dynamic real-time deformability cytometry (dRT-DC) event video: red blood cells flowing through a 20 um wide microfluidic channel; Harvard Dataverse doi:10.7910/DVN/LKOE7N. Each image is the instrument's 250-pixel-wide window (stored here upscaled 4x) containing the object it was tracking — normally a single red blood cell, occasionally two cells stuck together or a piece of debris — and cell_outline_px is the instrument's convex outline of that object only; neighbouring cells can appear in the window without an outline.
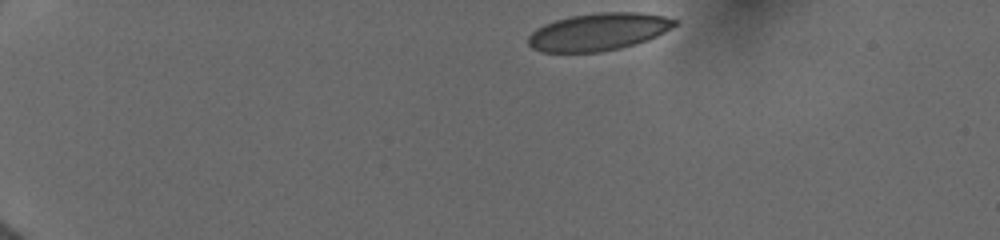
{"species": "human", "species_latin": "Homo sapiens", "temperature_condition": "cold", "stored_images_in_passage": 20, "camera_frame_rate_fps": 3000, "um_per_image_px": 0.085, "donor": {"sex": "female"}, "frame": {"image": 1, "passage_image": 1, "time_ms": 0.0, "image_size_px": [1000, 240], "cell_outline_px": [[680, 20], [676, 24], [664, 32], [648, 40], [636, 44], [620, 48], [600, 52], [540, 52], [532, 48], [528, 44], [528, 36], [536, 28], [544, 24], [556, 20], [572, 16], [600, 12], [640, 12], [664, 16]], "centroid_in_image_um": [50.87, 2.71], "position_along_channel_um": 34.1, "area_um2": 32.02}}
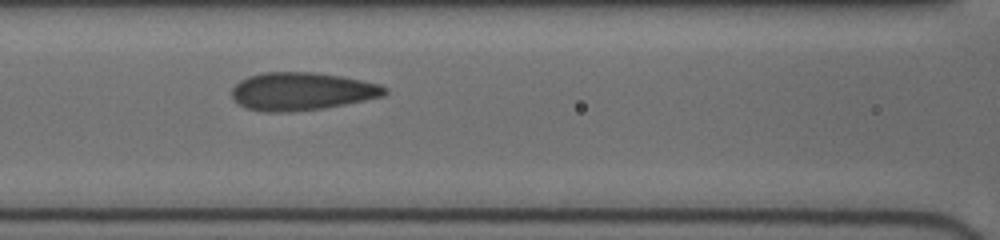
{"frame": {"image": 2, "passage_image": 9, "time_ms": 5.0, "image_size_px": [1000, 240], "cell_outline_px": [[388, 92], [384, 96], [324, 108], [288, 112], [268, 112], [248, 108], [232, 100], [232, 88], [240, 80], [248, 76], [264, 72], [312, 72], [340, 76], [380, 84], [388, 88]], "centroid_in_image_um": [25.65, 7.76], "position_along_channel_um": 141.0, "area_um2": 33.7}}
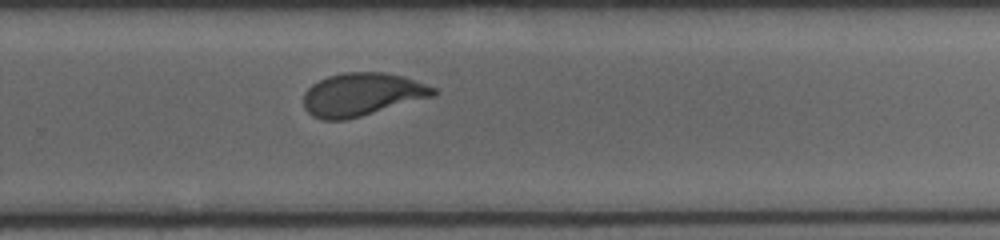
{"frame": {"image": 3, "passage_image": 20, "time_ms": 9.0, "image_size_px": [1000, 240], "cell_outline_px": [[436, 96], [360, 116], [344, 120], [324, 120], [312, 116], [304, 108], [304, 92], [312, 84], [328, 76], [344, 72], [384, 72], [404, 76], [436, 88]], "centroid_in_image_um": [30.77, 8.02], "position_along_channel_um": 299.0, "area_um2": 32.54}}